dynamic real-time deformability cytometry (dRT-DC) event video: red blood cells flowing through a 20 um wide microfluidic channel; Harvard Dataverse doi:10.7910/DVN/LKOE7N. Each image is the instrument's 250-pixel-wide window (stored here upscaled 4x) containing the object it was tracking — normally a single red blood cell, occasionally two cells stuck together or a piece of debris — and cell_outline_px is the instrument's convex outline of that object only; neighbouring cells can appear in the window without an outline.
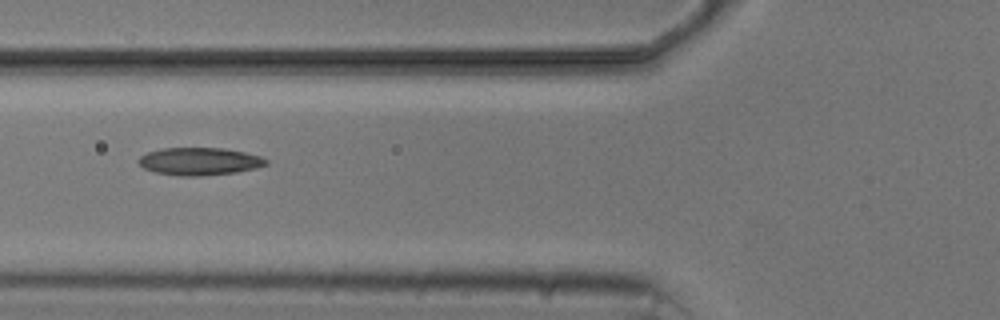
{"species": "common noctule bat (a hibernating species)", "species_latin": "Nyctalus noctula", "temperature_condition": "cold", "stored_images_in_passage": 6, "camera_frame_rate_fps": 3000, "um_per_image_px": 0.085, "animal": {"sex": "male", "body_mass_g": 20.5, "forearm_length_mm": 52.5}, "frame": {"image": 1, "passage_image": 2, "time_ms": 1.333, "image_size_px": [1000, 320], "cell_outline_px": [[268, 164], [256, 168], [236, 172], [200, 176], [180, 176], [156, 172], [144, 168], [136, 160], [140, 156], [148, 152], [164, 148], [224, 148], [244, 152], [260, 156], [268, 160]], "centroid_in_image_um": [16.96, 13.71], "position_along_channel_um": 108.8, "area_um2": 20.46}}
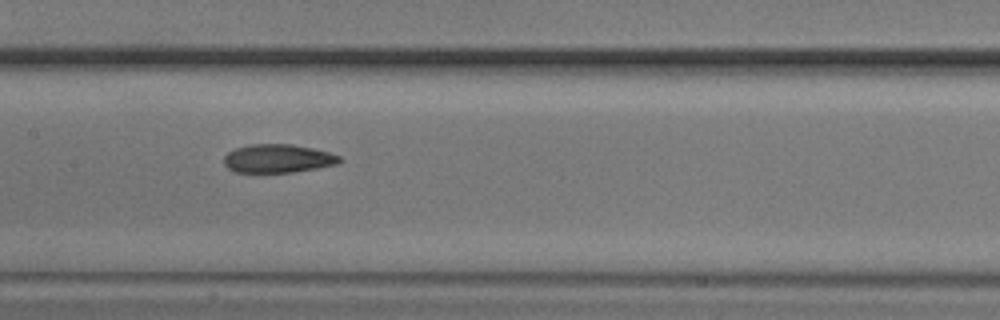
{"frame": {"image": 2, "passage_image": 4, "time_ms": 3.333, "image_size_px": [1000, 320], "cell_outline_px": [[344, 160], [336, 164], [316, 168], [292, 172], [236, 172], [228, 168], [224, 164], [224, 156], [228, 152], [236, 148], [252, 144], [292, 144], [312, 148], [328, 152], [340, 156]], "centroid_in_image_um": [23.62, 13.47], "position_along_channel_um": 183.8, "area_um2": 19.07}}
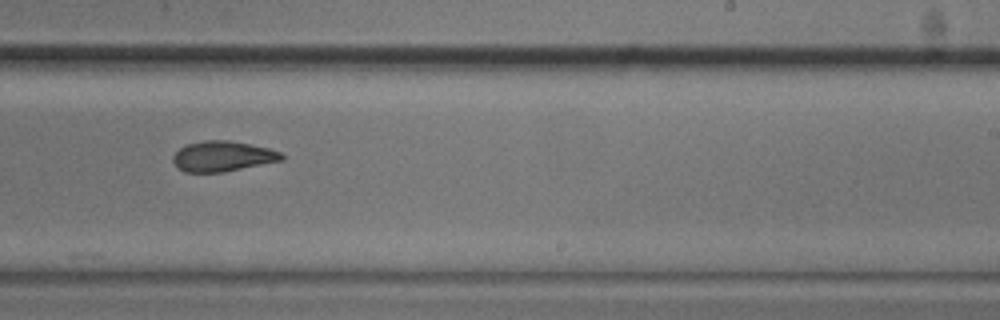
{"frame": {"image": 3, "passage_image": 6, "time_ms": 5.667, "image_size_px": [1000, 320], "cell_outline_px": [[284, 160], [224, 172], [184, 172], [172, 160], [172, 156], [180, 148], [188, 144], [204, 140], [228, 140], [252, 144], [268, 148], [280, 152], [284, 156]], "centroid_in_image_um": [18.95, 13.28], "position_along_channel_um": 270.1, "area_um2": 19.19}}